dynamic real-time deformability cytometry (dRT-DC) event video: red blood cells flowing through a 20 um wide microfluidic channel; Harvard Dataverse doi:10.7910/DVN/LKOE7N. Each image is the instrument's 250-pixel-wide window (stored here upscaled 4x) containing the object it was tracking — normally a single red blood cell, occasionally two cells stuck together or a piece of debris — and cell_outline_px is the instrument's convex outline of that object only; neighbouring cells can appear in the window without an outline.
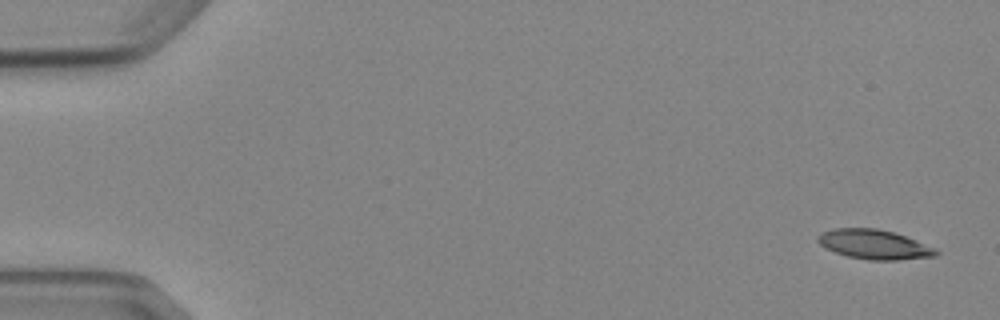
{"species": "Egyptian fruit bat (a non-hibernating species)", "species_latin": "Rousettus aegyptiacus", "temperature_condition": "cold", "stored_images_in_passage": 4, "camera_frame_rate_fps": 3000, "um_per_image_px": 0.085, "animal": {"sex": "female"}, "frame": {"image": 1, "passage_image": 1, "time_ms": 0.0, "image_size_px": [1000, 320], "cell_outline_px": [[940, 252], [936, 256], [896, 260], [868, 260], [848, 256], [824, 248], [816, 240], [816, 236], [832, 228], [876, 228], [892, 232], [904, 236], [936, 248]], "centroid_in_image_um": [74.28, 20.78], "position_along_channel_um": 10.7, "area_um2": 20.23}}
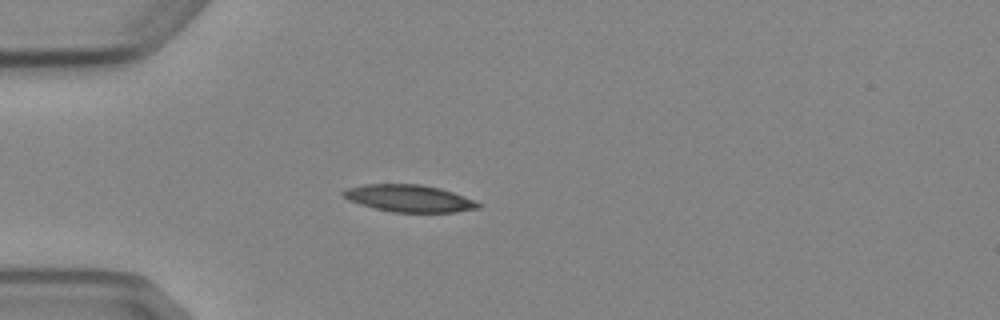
{"frame": {"image": 2, "passage_image": 4, "time_ms": 4.333, "image_size_px": [1000, 320], "cell_outline_px": [[480, 208], [456, 212], [392, 212], [360, 204], [348, 200], [340, 192], [348, 188], [364, 184], [420, 184], [440, 188], [476, 200], [480, 204]], "centroid_in_image_um": [34.79, 16.86], "position_along_channel_um": 50.2, "area_um2": 21.27}}